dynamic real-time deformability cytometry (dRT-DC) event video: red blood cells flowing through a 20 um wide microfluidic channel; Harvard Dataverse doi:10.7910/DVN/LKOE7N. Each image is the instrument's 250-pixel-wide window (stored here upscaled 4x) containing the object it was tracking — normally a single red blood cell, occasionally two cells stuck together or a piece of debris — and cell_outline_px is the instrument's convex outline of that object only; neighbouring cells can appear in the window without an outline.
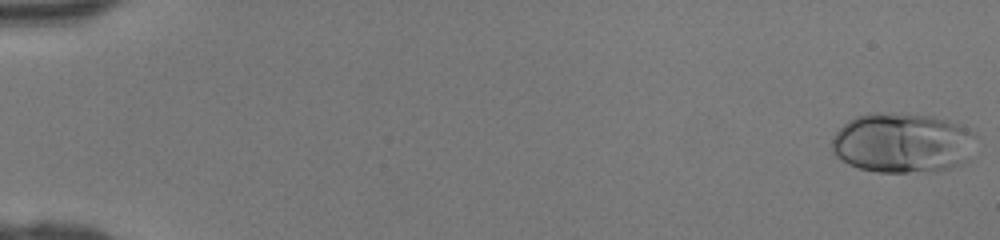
{"species": "human", "species_latin": "Homo sapiens", "temperature_condition": "room temperature", "stored_images_in_passage": 46, "camera_frame_rate_fps": 3000, "um_per_image_px": 0.085, "donor": {"sex": "female"}, "frame": {"image": 1, "passage_image": 1, "time_ms": 0.0, "image_size_px": [1000, 240], "cell_outline_px": [[976, 136], [964, 160], [960, 164], [948, 168], [928, 172], [876, 172], [860, 168], [848, 164], [836, 156], [832, 152], [832, 136], [848, 120], [856, 116], [872, 112], [876, 112], [932, 116], [948, 120], [968, 128]], "centroid_in_image_um": [76.64, 12.14], "position_along_channel_um": 8.4, "area_um2": 50.11}}
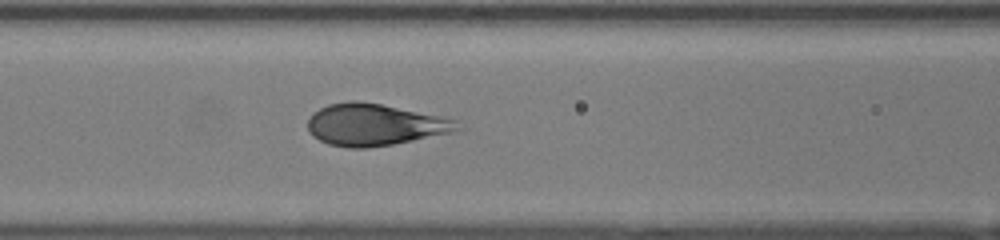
{"frame": {"image": 2, "passage_image": 21, "time_ms": 6.667, "image_size_px": [1000, 240], "cell_outline_px": [[464, 128], [452, 132], [392, 144], [368, 148], [348, 148], [328, 144], [312, 136], [308, 128], [308, 120], [320, 108], [328, 104], [348, 100], [356, 100], [380, 104], [456, 120]], "centroid_in_image_um": [31.82, 10.61], "position_along_channel_um": 134.8, "area_um2": 36.01}}
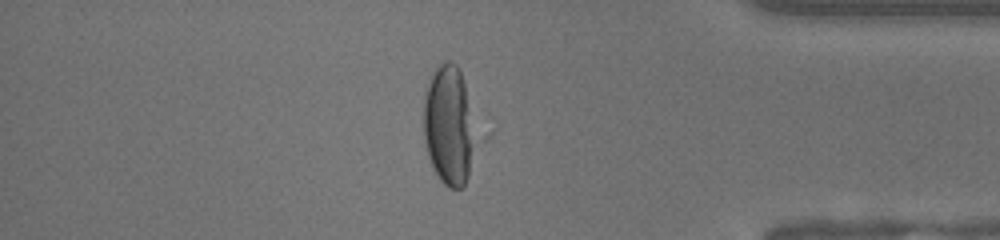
{"frame": {"image": 3, "passage_image": 40, "time_ms": 13.0, "image_size_px": [1000, 240], "cell_outline_px": [[488, 136], [464, 184], [460, 188], [448, 188], [440, 180], [428, 156], [424, 144], [424, 88], [432, 72], [444, 60], [452, 60], [460, 68], [488, 132]], "centroid_in_image_um": [38.41, 10.63], "position_along_channel_um": 396.8, "area_um2": 41.21}}